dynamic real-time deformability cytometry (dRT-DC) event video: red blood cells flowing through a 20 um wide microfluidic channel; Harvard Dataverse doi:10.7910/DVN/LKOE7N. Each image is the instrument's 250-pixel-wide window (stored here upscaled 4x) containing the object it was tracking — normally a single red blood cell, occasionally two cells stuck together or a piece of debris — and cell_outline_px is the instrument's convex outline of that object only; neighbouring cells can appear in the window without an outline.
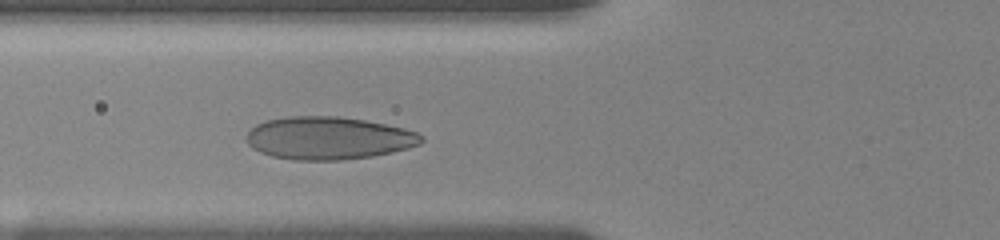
{"species": "human", "species_latin": "Homo sapiens", "temperature_condition": "room temperature", "stored_images_in_passage": 39, "camera_frame_rate_fps": 3000, "um_per_image_px": 0.085, "donor": {"sex": "female"}, "frame": {"image": 1, "passage_image": 11, "time_ms": 3.0, "image_size_px": [1000, 240], "cell_outline_px": [[424, 140], [420, 144], [408, 148], [392, 152], [372, 156], [340, 160], [292, 160], [272, 156], [260, 152], [252, 148], [248, 144], [248, 132], [256, 124], [268, 120], [288, 116], [336, 116], [364, 120], [404, 128], [416, 132], [424, 136]], "centroid_in_image_um": [27.93, 11.74], "position_along_channel_um": 97.9, "area_um2": 43.47}}
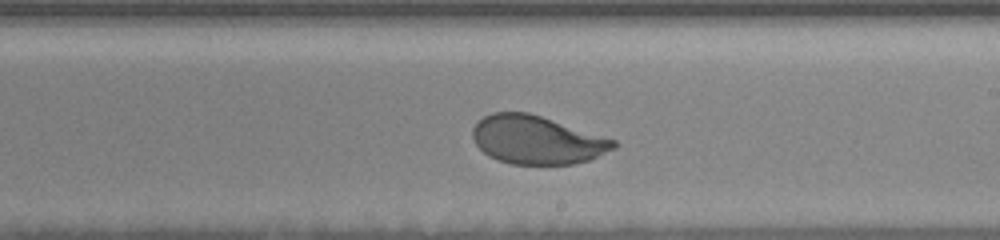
{"frame": {"image": 2, "passage_image": 23, "time_ms": 7.0, "image_size_px": [1000, 240], "cell_outline_px": [[616, 148], [588, 160], [572, 164], [512, 164], [496, 160], [488, 156], [476, 144], [472, 136], [472, 128], [484, 116], [492, 112], [528, 112], [616, 140]], "centroid_in_image_um": [45.61, 11.89], "position_along_channel_um": 243.4, "area_um2": 39.48}}
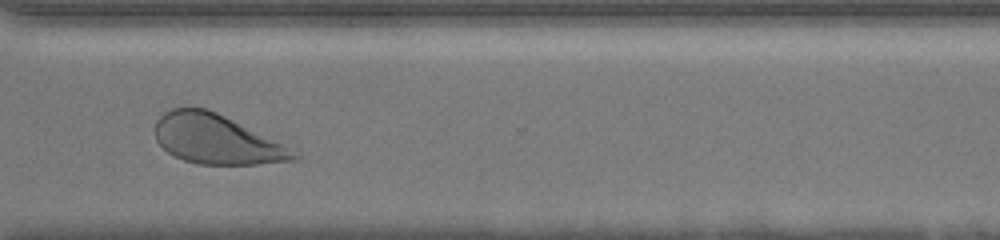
{"frame": {"image": 3, "passage_image": 32, "time_ms": 10.0, "image_size_px": [1000, 240], "cell_outline_px": [[300, 156], [296, 160], [256, 164], [200, 164], [184, 160], [172, 156], [156, 140], [156, 120], [164, 112], [172, 108], [208, 108], [284, 144]], "centroid_in_image_um": [18.38, 11.84], "position_along_channel_um": 352.2, "area_um2": 39.59}, "authors_computed_cell_mechanics": {"area_um2": 41.0958, "velocity_mm_per_s": 3.6315, "shape_relaxation_time_tau1_ms": 3.2346, "shape_relaxation_time_tau2_ms": null, "deformation_change_tau1": 0.1327, "deformation_change_tau2": null}}